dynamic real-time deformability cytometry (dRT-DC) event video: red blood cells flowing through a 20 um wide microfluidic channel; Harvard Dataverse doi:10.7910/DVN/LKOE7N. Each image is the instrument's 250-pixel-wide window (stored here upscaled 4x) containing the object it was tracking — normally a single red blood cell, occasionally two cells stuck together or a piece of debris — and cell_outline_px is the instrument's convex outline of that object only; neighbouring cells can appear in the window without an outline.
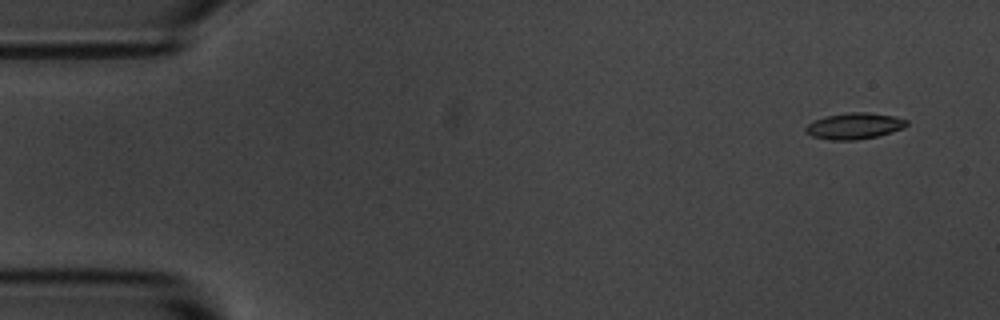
{"species": "common noctule bat (a hibernating species)", "species_latin": "Nyctalus noctula", "temperature_condition": "room temperature", "stored_images_in_passage": 5, "camera_frame_rate_fps": 3000, "um_per_image_px": 0.085, "animal": {"sex": "male", "body_mass_g": 20.1, "forearm_length_mm": 53.5}, "frame": {"image": 1, "passage_image": 1, "time_ms": 0.0, "image_size_px": [1000, 320], "cell_outline_px": [[908, 124], [904, 128], [892, 132], [876, 136], [856, 140], [828, 140], [812, 136], [804, 128], [808, 124], [824, 116], [848, 112], [868, 112], [896, 116], [908, 120]], "centroid_in_image_um": [72.65, 10.7], "position_along_channel_um": 12.3, "area_um2": 15.49}}
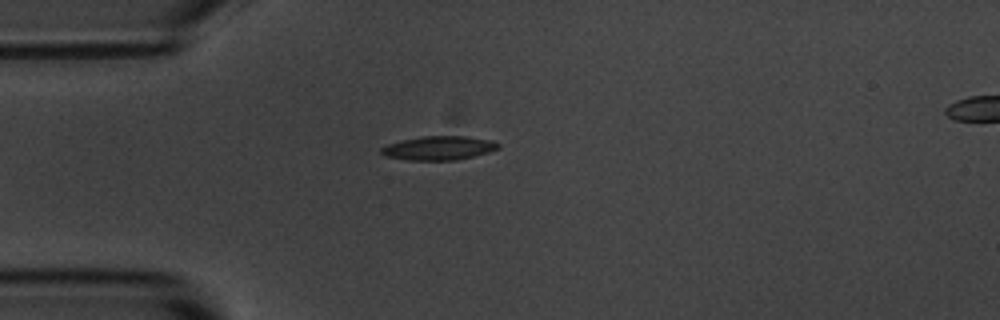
{"frame": {"image": 2, "passage_image": 4, "time_ms": 3.667, "image_size_px": [1000, 320], "cell_outline_px": [[500, 148], [488, 152], [456, 160], [408, 160], [384, 156], [380, 152], [380, 148], [388, 144], [404, 140], [424, 136], [464, 136], [492, 140], [500, 144]], "centroid_in_image_um": [37.3, 12.58], "position_along_channel_um": 47.7, "area_um2": 16.18}}